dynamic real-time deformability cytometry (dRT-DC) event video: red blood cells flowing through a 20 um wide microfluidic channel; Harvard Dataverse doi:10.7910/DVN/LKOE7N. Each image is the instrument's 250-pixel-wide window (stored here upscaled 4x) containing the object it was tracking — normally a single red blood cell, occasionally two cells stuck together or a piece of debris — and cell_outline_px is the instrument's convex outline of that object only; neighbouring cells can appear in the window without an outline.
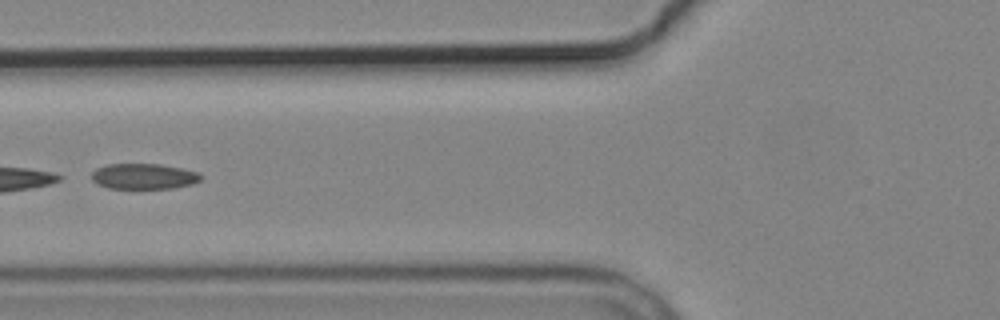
{"species": "common noctule bat (a hibernating species)", "species_latin": "Nyctalus noctula", "temperature_condition": "cold", "stored_images_in_passage": 5, "segment_of_instrument_passage": [2, 2], "camera_frame_rate_fps": 3000, "um_per_image_px": 0.085, "animal": {"sex": "male", "body_mass_g": 19.2, "forearm_length_mm": 51.8}, "frame": {"image": 1, "passage_image": 5, "time_ms": 5.333, "image_size_px": [1000, 320], "cell_outline_px": [[204, 176], [200, 180], [192, 184], [172, 188], [108, 188], [96, 184], [92, 180], [92, 172], [96, 168], [108, 164], [160, 164], [200, 172]], "centroid_in_image_um": [12.23, 14.98], "position_along_channel_um": 113.6, "area_um2": 16.36}}